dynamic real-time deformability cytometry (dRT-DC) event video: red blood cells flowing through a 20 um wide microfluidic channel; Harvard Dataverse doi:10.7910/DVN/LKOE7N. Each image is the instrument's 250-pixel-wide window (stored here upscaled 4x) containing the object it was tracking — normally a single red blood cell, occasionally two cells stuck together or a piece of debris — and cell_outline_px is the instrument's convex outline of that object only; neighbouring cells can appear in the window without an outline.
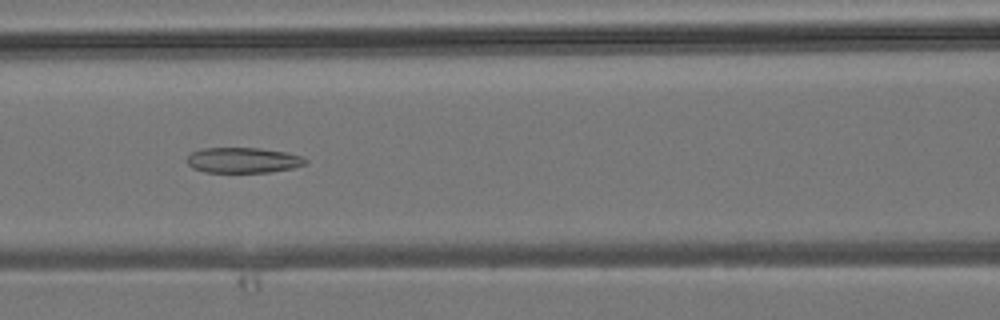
{"species": "common noctule bat (a hibernating species)", "species_latin": "Nyctalus noctula", "temperature_condition": "room temperature", "stored_images_in_passage": 36, "camera_frame_rate_fps": 3000, "um_per_image_px": 0.085, "animal": {"sex": "male", "body_mass_g": 19.2, "forearm_length_mm": 51.8}, "frame": {"image": 1, "passage_image": 11, "time_ms": 3.333, "image_size_px": [1000, 320], "cell_outline_px": [[308, 164], [292, 168], [272, 172], [204, 172], [192, 168], [188, 164], [188, 156], [192, 152], [204, 148], [260, 148], [284, 152], [300, 156], [308, 160]], "centroid_in_image_um": [20.68, 13.62], "position_along_channel_um": 145.9, "area_um2": 17.51}}
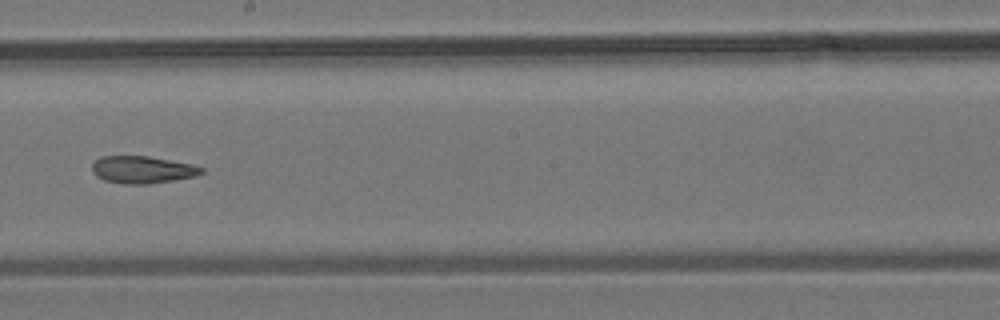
{"frame": {"image": 2, "passage_image": 17, "time_ms": 5.333, "image_size_px": [1000, 320], "cell_outline_px": [[204, 172], [196, 176], [148, 184], [124, 184], [104, 180], [96, 176], [92, 172], [92, 164], [100, 156], [148, 156], [192, 164], [204, 168]], "centroid_in_image_um": [12.09, 14.42], "position_along_channel_um": 236.1, "area_um2": 17.4}}
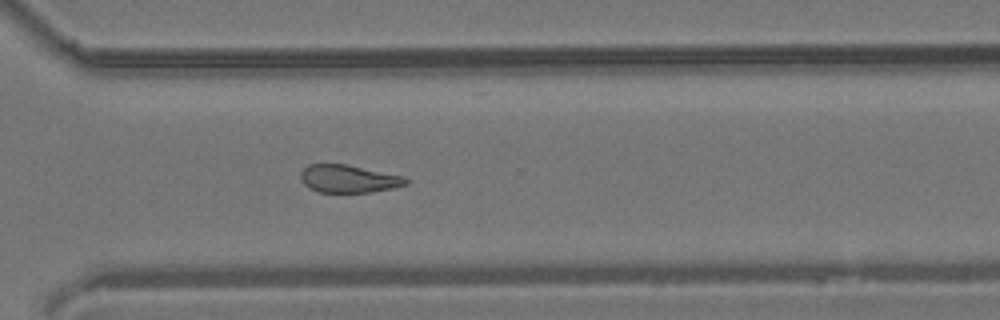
{"frame": {"image": 3, "passage_image": 24, "time_ms": 7.667, "image_size_px": [1000, 320], "cell_outline_px": [[408, 184], [392, 188], [372, 192], [316, 192], [308, 188], [300, 180], [300, 172], [308, 164], [348, 164], [404, 176], [408, 180]], "centroid_in_image_um": [29.6, 15.19], "position_along_channel_um": 341.0, "area_um2": 17.22}}